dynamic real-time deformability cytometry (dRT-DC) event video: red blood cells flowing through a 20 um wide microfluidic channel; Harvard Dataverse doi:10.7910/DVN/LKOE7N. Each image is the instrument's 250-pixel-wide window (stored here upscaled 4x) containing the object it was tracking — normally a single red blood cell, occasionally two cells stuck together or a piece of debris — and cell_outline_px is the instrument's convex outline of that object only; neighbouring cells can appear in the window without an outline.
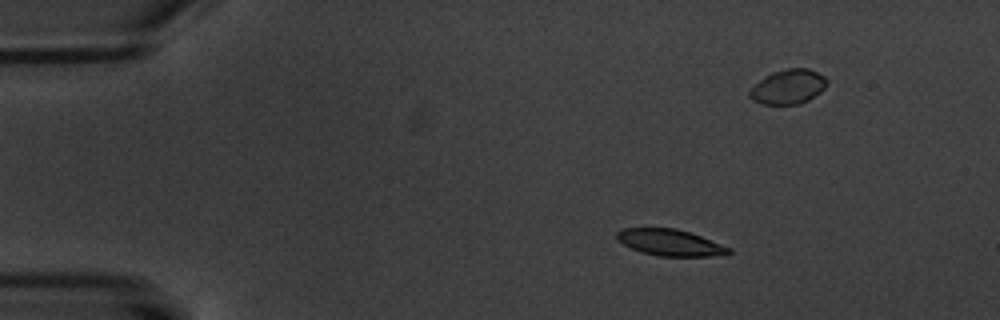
{"species": "common noctule bat (a hibernating species)", "species_latin": "Nyctalus noctula", "temperature_condition": "warm", "stored_images_in_passage": 17, "camera_frame_rate_fps": 3000, "um_per_image_px": 0.085, "animal": {"sex": "male", "body_mass_g": 20.1, "forearm_length_mm": 53.5}, "frame": {"image": 1, "passage_image": 3, "time_ms": 2.333, "image_size_px": [1000, 320], "cell_outline_px": [[732, 252], [728, 256], [660, 256], [640, 252], [616, 240], [616, 232], [624, 228], [676, 228], [700, 236], [732, 248]], "centroid_in_image_um": [56.99, 20.63], "position_along_channel_um": 28.0, "area_um2": 17.34}}
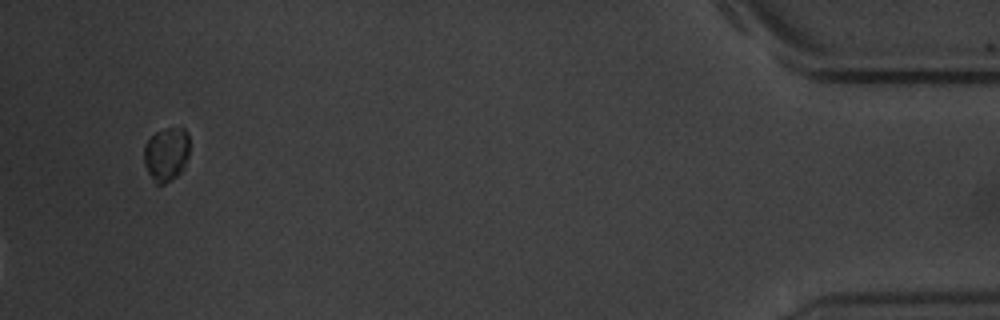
{"frame": {"image": 2, "passage_image": 17, "time_ms": 19.667, "image_size_px": [1000, 320], "cell_outline_px": [[188, 156], [184, 168], [176, 176], [164, 184], [156, 184], [148, 172], [144, 164], [144, 144], [156, 132], [164, 128], [184, 128], [188, 132]], "centroid_in_image_um": [14.14, 13.09], "position_along_channel_um": 421.1, "area_um2": 14.28}, "authors_computed_cell_mechanics": {"area_um2": 18.7272, "velocity_mm_per_s": 3.3472, "shape_relaxation_time_tau1_ms": 2.3552, "shape_relaxation_time_tau2_ms": 1.6137, "deformation_change_tau1": 0.0888, "deformation_change_tau2": 0.0578}}